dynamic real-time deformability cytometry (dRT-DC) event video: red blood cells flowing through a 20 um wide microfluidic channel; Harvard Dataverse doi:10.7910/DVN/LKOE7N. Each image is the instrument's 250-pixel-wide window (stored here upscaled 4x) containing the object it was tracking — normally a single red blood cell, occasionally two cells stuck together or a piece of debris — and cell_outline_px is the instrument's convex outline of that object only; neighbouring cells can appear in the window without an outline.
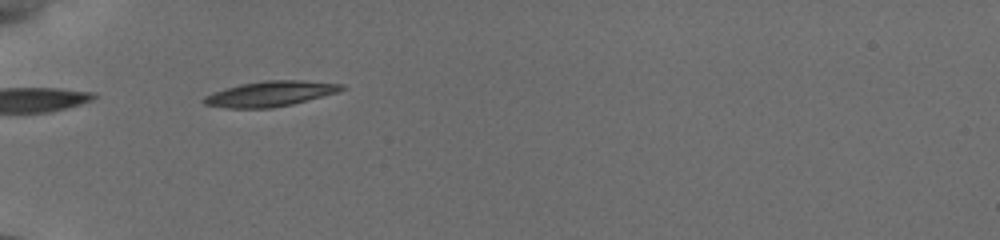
{"species": "common noctule bat (a hibernating species)", "species_latin": "Nyctalus noctula", "temperature_condition": "cold", "stored_images_in_passage": 4, "camera_frame_rate_fps": 3000, "um_per_image_px": 0.085, "animal": {"sex": "female", "body_mass_g": 19.5, "forearm_length_mm": 54.1}, "frame": {"image": 1, "passage_image": 2, "time_ms": 0.667, "image_size_px": [1000, 240], "cell_outline_px": [[344, 88], [340, 92], [292, 104], [272, 108], [224, 108], [204, 104], [200, 100], [204, 96], [212, 92], [224, 88], [240, 84], [264, 80], [300, 80], [344, 84]], "centroid_in_image_um": [22.94, 7.97], "position_along_channel_um": 62.1, "area_um2": 20.52}}